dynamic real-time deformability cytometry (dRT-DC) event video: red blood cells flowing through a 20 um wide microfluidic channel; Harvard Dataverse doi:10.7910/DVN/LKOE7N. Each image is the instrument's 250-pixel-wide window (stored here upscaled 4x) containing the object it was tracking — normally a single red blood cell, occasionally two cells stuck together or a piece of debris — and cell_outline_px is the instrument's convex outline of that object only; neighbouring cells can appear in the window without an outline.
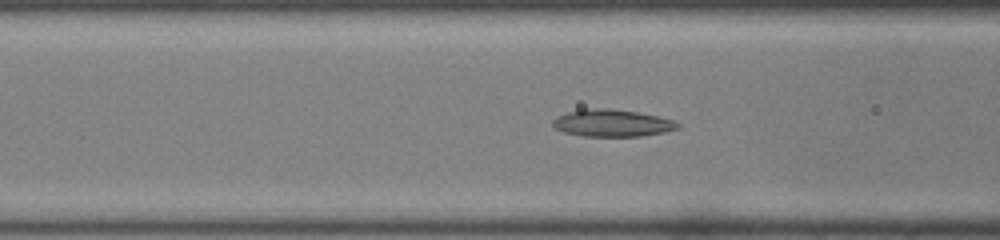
{"species": "common noctule bat (a hibernating species)", "species_latin": "Nyctalus noctula", "temperature_condition": "room temperature", "stored_images_in_passage": 50, "camera_frame_rate_fps": 3000, "um_per_image_px": 0.085, "animal": {"sex": "male", "body_mass_g": 19.0, "forearm_length_mm": 50.8}, "frame": {"image": 1, "passage_image": 20, "time_ms": 6.333, "image_size_px": [1000, 240], "cell_outline_px": [[680, 128], [664, 132], [640, 136], [584, 136], [564, 132], [556, 128], [552, 124], [552, 120], [556, 116], [568, 112], [584, 108], [608, 108], [636, 112], [656, 116], [672, 120], [680, 124]], "centroid_in_image_um": [52.0, 10.46], "position_along_channel_um": 114.6, "area_um2": 19.65}}
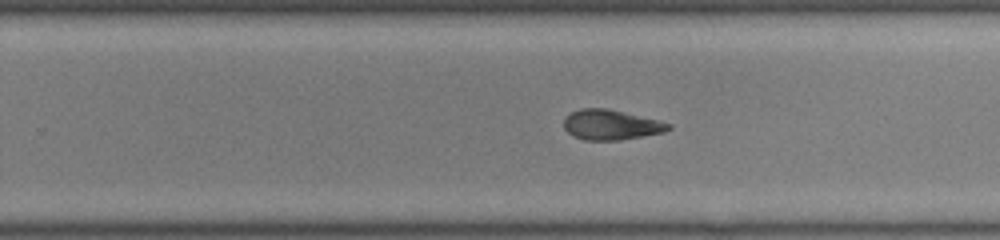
{"frame": {"image": 2, "passage_image": 32, "time_ms": 10.333, "image_size_px": [1000, 240], "cell_outline_px": [[672, 128], [664, 132], [616, 140], [584, 140], [572, 136], [564, 128], [564, 120], [572, 112], [580, 108], [608, 108], [660, 120], [672, 124]], "centroid_in_image_um": [51.95, 10.6], "position_along_channel_um": 277.9, "area_um2": 18.32}}
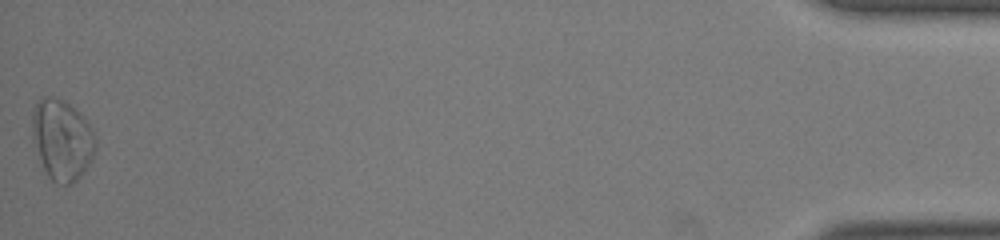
{"frame": {"image": 3, "passage_image": 50, "time_ms": 16.333, "image_size_px": [1000, 240], "cell_outline_px": [[96, 148], [92, 156], [76, 180], [68, 184], [64, 184], [52, 180], [48, 176], [44, 168], [32, 136], [32, 108], [40, 96], [52, 96], [64, 100], [84, 116], [92, 128], [96, 140]], "centroid_in_image_um": [5.25, 11.79], "position_along_channel_um": 429.9, "area_um2": 29.48}, "authors_computed_cell_mechanics": {"area_um2": 20.2011, "velocity_mm_per_s": 4.092, "shape_relaxation_time_tau1_ms": null, "shape_relaxation_time_tau2_ms": 2.8777, "deformation_change_tau1": null, "deformation_change_tau2": 0.1142}}